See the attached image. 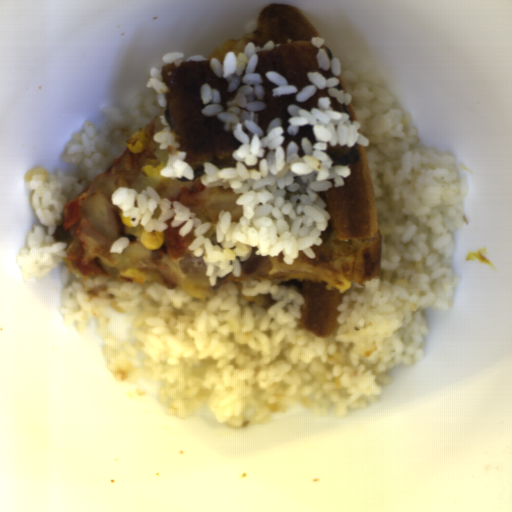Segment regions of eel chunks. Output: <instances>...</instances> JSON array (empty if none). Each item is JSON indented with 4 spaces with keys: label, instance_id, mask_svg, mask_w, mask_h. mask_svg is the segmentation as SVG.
<instances>
[{
    "label": "eel chunks",
    "instance_id": "9297f934",
    "mask_svg": "<svg viewBox=\"0 0 512 512\" xmlns=\"http://www.w3.org/2000/svg\"><path fill=\"white\" fill-rule=\"evenodd\" d=\"M331 99V105L329 106L334 112H347L349 114V119L348 121H357L358 118H357V115H356V111L351 104L349 105H342L340 103H338L337 99L334 98V97H330Z\"/></svg>",
    "mask_w": 512,
    "mask_h": 512
},
{
    "label": "eel chunks",
    "instance_id": "5b157139",
    "mask_svg": "<svg viewBox=\"0 0 512 512\" xmlns=\"http://www.w3.org/2000/svg\"><path fill=\"white\" fill-rule=\"evenodd\" d=\"M323 152L326 153L332 160L330 167L337 165L347 166L356 164L362 157L357 143L353 147L348 148L346 145L340 147L339 144H336L335 147H331L327 142V149Z\"/></svg>",
    "mask_w": 512,
    "mask_h": 512
},
{
    "label": "eel chunks",
    "instance_id": "57646c5b",
    "mask_svg": "<svg viewBox=\"0 0 512 512\" xmlns=\"http://www.w3.org/2000/svg\"><path fill=\"white\" fill-rule=\"evenodd\" d=\"M319 49L313 46L311 40H294L288 43H281L278 47H273L270 51L258 50L257 55L259 57V63L254 72H260L263 77V83L260 84L264 87L265 95L263 101L266 102L267 108L264 111L256 112L258 114V125L263 129V136H267V126L269 122L276 117L283 119V125L285 133V141L280 144L284 148L285 152L287 145L290 141H295L299 147L301 157H304L305 151L302 144V137H308L312 144L317 143L312 128L310 125H304L299 127L300 131L296 136H290L287 131V127L291 126L288 122V118L291 117L287 106L290 103L310 111L311 108H318V98L329 96L327 87L324 90H318L315 95L307 100L306 102H297L295 99V93L290 96L275 97L272 89L275 88L276 84L272 83L266 76V71L275 70L281 73L288 81L289 85H295L298 87L300 93L304 86L313 85L312 82L307 78L308 71H319L328 80L336 75L331 71H325L318 67L316 60V54Z\"/></svg>",
    "mask_w": 512,
    "mask_h": 512
},
{
    "label": "eel chunks",
    "instance_id": "4dd315ae",
    "mask_svg": "<svg viewBox=\"0 0 512 512\" xmlns=\"http://www.w3.org/2000/svg\"><path fill=\"white\" fill-rule=\"evenodd\" d=\"M161 82L170 88L164 92L166 121L178 137L179 151L187 152L183 162L192 166L195 178L205 174L204 162L218 170L236 168L232 154L243 144L223 129V122L217 117L202 114V83L218 89L224 111L228 110V99L237 93L228 92L229 82L216 76L210 60L179 62L178 67L166 62L161 66Z\"/></svg>",
    "mask_w": 512,
    "mask_h": 512
}]
</instances>
